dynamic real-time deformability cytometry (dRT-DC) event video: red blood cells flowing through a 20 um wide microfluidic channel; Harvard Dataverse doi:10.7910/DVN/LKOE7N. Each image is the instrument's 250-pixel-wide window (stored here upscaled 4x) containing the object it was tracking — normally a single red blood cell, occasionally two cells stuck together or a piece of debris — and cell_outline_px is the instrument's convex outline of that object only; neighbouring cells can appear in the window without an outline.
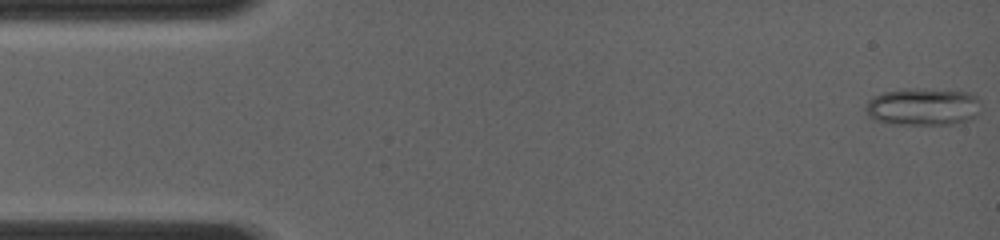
{"species": "common noctule bat (a hibernating species)", "species_latin": "Nyctalus noctula", "temperature_condition": "room temperature", "stored_images_in_passage": 50, "camera_frame_rate_fps": 4000, "um_per_image_px": 0.085, "animal": {"sex": "female", "body_mass_g": 19.0, "forearm_length_mm": 56.7}, "frame": {"image": 1, "passage_image": 1, "time_ms": 0.0, "image_size_px": [1000, 240], "cell_outline_px": [[980, 112], [976, 116], [968, 120], [952, 124], [888, 124], [872, 120], [868, 116], [864, 108], [868, 100], [872, 96], [884, 92], [904, 88], [924, 88], [968, 92], [976, 96], [980, 100]], "centroid_in_image_um": [78.42, 9.07], "position_along_channel_um": 6.6, "area_um2": 25.72}}
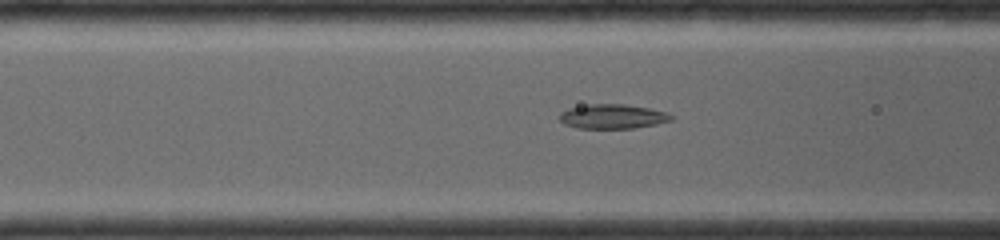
{"frame": {"image": 2, "passage_image": 35, "time_ms": 5.25, "image_size_px": [1000, 240], "cell_outline_px": [[676, 116], [672, 120], [656, 124], [632, 128], [576, 128], [564, 124], [560, 120], [560, 112], [568, 108], [588, 104], [624, 104], [648, 108], [668, 112]], "centroid_in_image_um": [52.08, 9.89], "position_along_channel_um": 114.5, "area_um2": 16.01}}
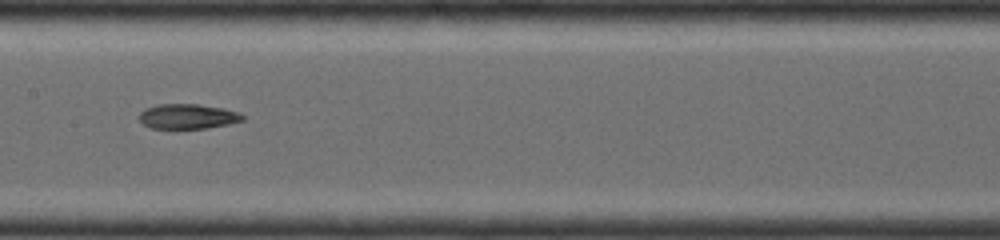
{"frame": {"image": 3, "passage_image": 49, "time_ms": 7.0, "image_size_px": [1000, 240], "cell_outline_px": [[244, 120], [228, 124], [204, 128], [152, 128], [144, 124], [140, 120], [140, 112], [144, 108], [156, 104], [196, 104], [224, 108], [240, 112], [244, 116]], "centroid_in_image_um": [15.96, 9.88], "position_along_channel_um": 191.4, "area_um2": 14.97}}